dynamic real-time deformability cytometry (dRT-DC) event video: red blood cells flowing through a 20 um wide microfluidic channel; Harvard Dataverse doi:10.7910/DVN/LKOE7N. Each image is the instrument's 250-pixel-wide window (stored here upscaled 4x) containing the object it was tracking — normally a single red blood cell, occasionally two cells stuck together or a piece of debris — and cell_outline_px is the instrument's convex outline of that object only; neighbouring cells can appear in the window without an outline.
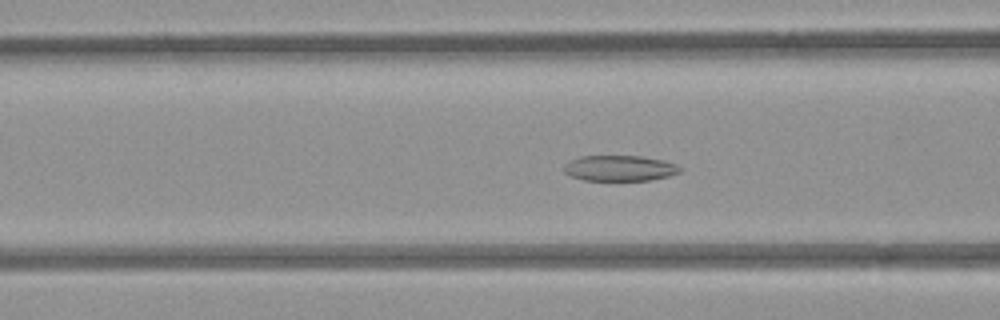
{"species": "common noctule bat (a hibernating species)", "species_latin": "Nyctalus noctula", "temperature_condition": "room temperature", "stored_images_in_passage": 53, "camera_frame_rate_fps": 3000, "um_per_image_px": 0.085, "animal": {"sex": "female", "body_mass_g": 21.9}, "frame": {"image": 1, "passage_image": 20, "time_ms": 6.333, "image_size_px": [1000, 320], "cell_outline_px": [[684, 168], [680, 172], [668, 176], [652, 180], [584, 180], [572, 176], [564, 172], [564, 164], [580, 156], [640, 156], [664, 160], [676, 164]], "centroid_in_image_um": [52.71, 14.29], "position_along_channel_um": 113.9, "area_um2": 17.34}}
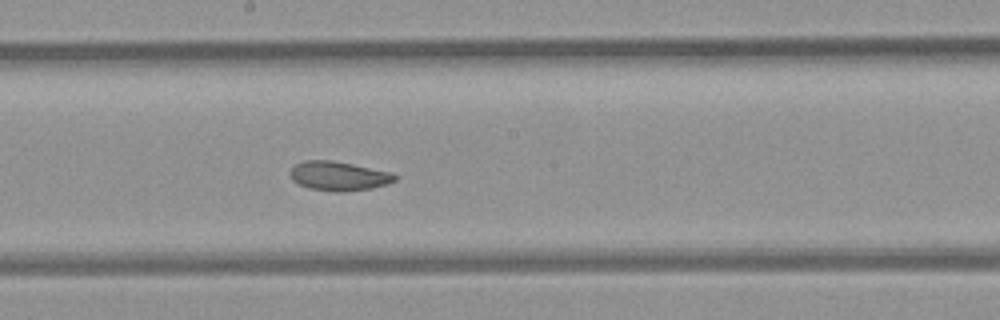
{"frame": {"image": 2, "passage_image": 28, "time_ms": 9.0, "image_size_px": [1000, 320], "cell_outline_px": [[400, 176], [396, 180], [372, 188], [340, 192], [336, 192], [308, 188], [292, 180], [292, 168], [296, 164], [304, 160], [332, 160], [392, 172]], "centroid_in_image_um": [28.82, 14.96], "position_along_channel_um": 219.4, "area_um2": 17.69}}
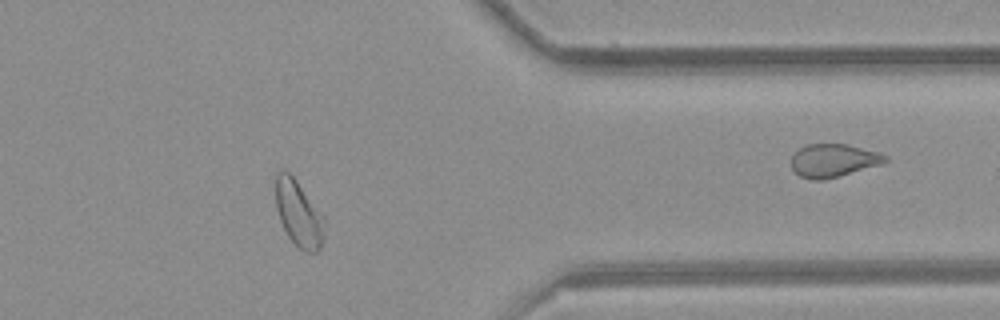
{"frame": {"image": 3, "passage_image": 42, "time_ms": 13.667, "image_size_px": [1000, 320], "cell_outline_px": [[324, 240], [320, 248], [316, 252], [304, 252], [288, 236], [280, 220], [276, 208], [276, 172], [280, 168], [288, 172], [296, 180], [324, 216]], "centroid_in_image_um": [25.39, 18.15], "position_along_channel_um": 386.0, "area_um2": 18.73}}